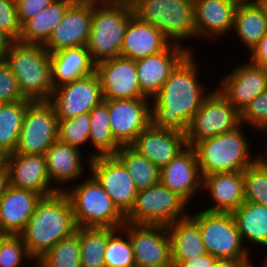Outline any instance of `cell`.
I'll use <instances>...</instances> for the list:
<instances>
[{"label":"cell","instance_id":"6da1fadb","mask_svg":"<svg viewBox=\"0 0 267 267\" xmlns=\"http://www.w3.org/2000/svg\"><path fill=\"white\" fill-rule=\"evenodd\" d=\"M195 53L190 52L172 71L160 91L150 98V125L186 133L188 124L211 91L199 83ZM152 101V102H151Z\"/></svg>","mask_w":267,"mask_h":267},{"label":"cell","instance_id":"7a4b0ae2","mask_svg":"<svg viewBox=\"0 0 267 267\" xmlns=\"http://www.w3.org/2000/svg\"><path fill=\"white\" fill-rule=\"evenodd\" d=\"M76 229L70 200L64 191H58L39 200L19 236L33 261H38Z\"/></svg>","mask_w":267,"mask_h":267},{"label":"cell","instance_id":"3957f363","mask_svg":"<svg viewBox=\"0 0 267 267\" xmlns=\"http://www.w3.org/2000/svg\"><path fill=\"white\" fill-rule=\"evenodd\" d=\"M4 60L17 79L25 99L32 102L50 100L54 90L50 53L43 45L14 41Z\"/></svg>","mask_w":267,"mask_h":267},{"label":"cell","instance_id":"277c9868","mask_svg":"<svg viewBox=\"0 0 267 267\" xmlns=\"http://www.w3.org/2000/svg\"><path fill=\"white\" fill-rule=\"evenodd\" d=\"M242 127L245 128L241 124L238 128L217 135L194 148L202 177L215 173L243 172L262 156L258 152L255 158L250 157L251 141L246 138L248 135L245 136Z\"/></svg>","mask_w":267,"mask_h":267},{"label":"cell","instance_id":"5b68a950","mask_svg":"<svg viewBox=\"0 0 267 267\" xmlns=\"http://www.w3.org/2000/svg\"><path fill=\"white\" fill-rule=\"evenodd\" d=\"M74 184L64 192L70 200L77 227L120 229L125 224V216L92 175Z\"/></svg>","mask_w":267,"mask_h":267},{"label":"cell","instance_id":"8992f818","mask_svg":"<svg viewBox=\"0 0 267 267\" xmlns=\"http://www.w3.org/2000/svg\"><path fill=\"white\" fill-rule=\"evenodd\" d=\"M134 15L159 29L171 43L196 38L194 0H137Z\"/></svg>","mask_w":267,"mask_h":267},{"label":"cell","instance_id":"52a82bcc","mask_svg":"<svg viewBox=\"0 0 267 267\" xmlns=\"http://www.w3.org/2000/svg\"><path fill=\"white\" fill-rule=\"evenodd\" d=\"M133 8L125 5H103L93 1L88 52L95 63L120 56L123 38Z\"/></svg>","mask_w":267,"mask_h":267},{"label":"cell","instance_id":"ba28073f","mask_svg":"<svg viewBox=\"0 0 267 267\" xmlns=\"http://www.w3.org/2000/svg\"><path fill=\"white\" fill-rule=\"evenodd\" d=\"M189 216L198 224L208 254L215 258L250 259L249 248L243 244L232 213L201 209Z\"/></svg>","mask_w":267,"mask_h":267},{"label":"cell","instance_id":"9c48e42d","mask_svg":"<svg viewBox=\"0 0 267 267\" xmlns=\"http://www.w3.org/2000/svg\"><path fill=\"white\" fill-rule=\"evenodd\" d=\"M187 206L190 204L159 182L138 191L133 207L125 216V221L132 224L167 227L189 216V213L185 212Z\"/></svg>","mask_w":267,"mask_h":267},{"label":"cell","instance_id":"30bf717a","mask_svg":"<svg viewBox=\"0 0 267 267\" xmlns=\"http://www.w3.org/2000/svg\"><path fill=\"white\" fill-rule=\"evenodd\" d=\"M241 124V113L214 88L188 124L186 143L194 149L198 144L234 130Z\"/></svg>","mask_w":267,"mask_h":267},{"label":"cell","instance_id":"8fae6325","mask_svg":"<svg viewBox=\"0 0 267 267\" xmlns=\"http://www.w3.org/2000/svg\"><path fill=\"white\" fill-rule=\"evenodd\" d=\"M58 118L49 101L31 102L14 153L45 155L58 140Z\"/></svg>","mask_w":267,"mask_h":267},{"label":"cell","instance_id":"7c38bea8","mask_svg":"<svg viewBox=\"0 0 267 267\" xmlns=\"http://www.w3.org/2000/svg\"><path fill=\"white\" fill-rule=\"evenodd\" d=\"M121 229L132 243L136 267H173L167 227L125 222Z\"/></svg>","mask_w":267,"mask_h":267},{"label":"cell","instance_id":"4fadbf2b","mask_svg":"<svg viewBox=\"0 0 267 267\" xmlns=\"http://www.w3.org/2000/svg\"><path fill=\"white\" fill-rule=\"evenodd\" d=\"M88 167L117 209L126 216L134 205L138 190L124 164L115 155H109L90 159Z\"/></svg>","mask_w":267,"mask_h":267},{"label":"cell","instance_id":"5bb4252c","mask_svg":"<svg viewBox=\"0 0 267 267\" xmlns=\"http://www.w3.org/2000/svg\"><path fill=\"white\" fill-rule=\"evenodd\" d=\"M96 72L54 88L49 102L58 119H68L90 112L103 101Z\"/></svg>","mask_w":267,"mask_h":267},{"label":"cell","instance_id":"9a60e30c","mask_svg":"<svg viewBox=\"0 0 267 267\" xmlns=\"http://www.w3.org/2000/svg\"><path fill=\"white\" fill-rule=\"evenodd\" d=\"M108 105L110 130L121 145H131L150 125V99H104Z\"/></svg>","mask_w":267,"mask_h":267},{"label":"cell","instance_id":"2e32d148","mask_svg":"<svg viewBox=\"0 0 267 267\" xmlns=\"http://www.w3.org/2000/svg\"><path fill=\"white\" fill-rule=\"evenodd\" d=\"M103 99L148 98L139 85L136 60L118 56L96 63Z\"/></svg>","mask_w":267,"mask_h":267},{"label":"cell","instance_id":"e0dca14e","mask_svg":"<svg viewBox=\"0 0 267 267\" xmlns=\"http://www.w3.org/2000/svg\"><path fill=\"white\" fill-rule=\"evenodd\" d=\"M92 14V0L73 3L43 46L50 54L67 48L87 46Z\"/></svg>","mask_w":267,"mask_h":267},{"label":"cell","instance_id":"ac0fdd59","mask_svg":"<svg viewBox=\"0 0 267 267\" xmlns=\"http://www.w3.org/2000/svg\"><path fill=\"white\" fill-rule=\"evenodd\" d=\"M217 85L220 93L241 113L267 88V70L250 61L239 63Z\"/></svg>","mask_w":267,"mask_h":267},{"label":"cell","instance_id":"d6986e66","mask_svg":"<svg viewBox=\"0 0 267 267\" xmlns=\"http://www.w3.org/2000/svg\"><path fill=\"white\" fill-rule=\"evenodd\" d=\"M188 46L171 43L165 50L136 60L141 91L150 99L163 87L176 66L190 53Z\"/></svg>","mask_w":267,"mask_h":267},{"label":"cell","instance_id":"ffe728a7","mask_svg":"<svg viewBox=\"0 0 267 267\" xmlns=\"http://www.w3.org/2000/svg\"><path fill=\"white\" fill-rule=\"evenodd\" d=\"M159 182L189 204L200 190L203 191V177L195 150L187 145L175 158L162 167Z\"/></svg>","mask_w":267,"mask_h":267},{"label":"cell","instance_id":"44dd1931","mask_svg":"<svg viewBox=\"0 0 267 267\" xmlns=\"http://www.w3.org/2000/svg\"><path fill=\"white\" fill-rule=\"evenodd\" d=\"M10 185L42 197L58 192L51 184L45 155L13 153L6 156Z\"/></svg>","mask_w":267,"mask_h":267},{"label":"cell","instance_id":"7402d4cb","mask_svg":"<svg viewBox=\"0 0 267 267\" xmlns=\"http://www.w3.org/2000/svg\"><path fill=\"white\" fill-rule=\"evenodd\" d=\"M240 0H194L196 39L214 41L232 33ZM200 37V38H197ZM218 38V39H217Z\"/></svg>","mask_w":267,"mask_h":267},{"label":"cell","instance_id":"603a6c76","mask_svg":"<svg viewBox=\"0 0 267 267\" xmlns=\"http://www.w3.org/2000/svg\"><path fill=\"white\" fill-rule=\"evenodd\" d=\"M131 146L161 169L175 158L187 143L182 132L149 125Z\"/></svg>","mask_w":267,"mask_h":267},{"label":"cell","instance_id":"cb8c5ba5","mask_svg":"<svg viewBox=\"0 0 267 267\" xmlns=\"http://www.w3.org/2000/svg\"><path fill=\"white\" fill-rule=\"evenodd\" d=\"M42 196L12 185L0 199V233L19 235L33 215Z\"/></svg>","mask_w":267,"mask_h":267},{"label":"cell","instance_id":"d4e9b609","mask_svg":"<svg viewBox=\"0 0 267 267\" xmlns=\"http://www.w3.org/2000/svg\"><path fill=\"white\" fill-rule=\"evenodd\" d=\"M202 190H206L213 204L208 212L233 213L245 202L243 172L215 173L203 176Z\"/></svg>","mask_w":267,"mask_h":267},{"label":"cell","instance_id":"484cf974","mask_svg":"<svg viewBox=\"0 0 267 267\" xmlns=\"http://www.w3.org/2000/svg\"><path fill=\"white\" fill-rule=\"evenodd\" d=\"M170 44L159 29L133 15L125 31L120 56L139 60L165 50Z\"/></svg>","mask_w":267,"mask_h":267},{"label":"cell","instance_id":"4316f807","mask_svg":"<svg viewBox=\"0 0 267 267\" xmlns=\"http://www.w3.org/2000/svg\"><path fill=\"white\" fill-rule=\"evenodd\" d=\"M81 151L79 148L62 143L59 140L46 151L48 176L51 184L55 183V188L58 191H64L69 183L72 181L78 182L79 178L81 179V176L84 175L85 167L83 166H86V164L83 162ZM57 183L58 185H56Z\"/></svg>","mask_w":267,"mask_h":267},{"label":"cell","instance_id":"83f0119b","mask_svg":"<svg viewBox=\"0 0 267 267\" xmlns=\"http://www.w3.org/2000/svg\"><path fill=\"white\" fill-rule=\"evenodd\" d=\"M51 80L54 88L95 72L87 46L63 49L50 54Z\"/></svg>","mask_w":267,"mask_h":267},{"label":"cell","instance_id":"f1b7e54d","mask_svg":"<svg viewBox=\"0 0 267 267\" xmlns=\"http://www.w3.org/2000/svg\"><path fill=\"white\" fill-rule=\"evenodd\" d=\"M167 230L171 241L173 267L184 260L208 254L199 226L190 216L168 225Z\"/></svg>","mask_w":267,"mask_h":267},{"label":"cell","instance_id":"f546056e","mask_svg":"<svg viewBox=\"0 0 267 267\" xmlns=\"http://www.w3.org/2000/svg\"><path fill=\"white\" fill-rule=\"evenodd\" d=\"M72 4L73 2L68 0H54L21 26L18 41L26 44L44 45Z\"/></svg>","mask_w":267,"mask_h":267},{"label":"cell","instance_id":"4dcf8cb0","mask_svg":"<svg viewBox=\"0 0 267 267\" xmlns=\"http://www.w3.org/2000/svg\"><path fill=\"white\" fill-rule=\"evenodd\" d=\"M248 53L267 33V19L254 0H240L235 11L233 30Z\"/></svg>","mask_w":267,"mask_h":267},{"label":"cell","instance_id":"1f68e13d","mask_svg":"<svg viewBox=\"0 0 267 267\" xmlns=\"http://www.w3.org/2000/svg\"><path fill=\"white\" fill-rule=\"evenodd\" d=\"M241 239L245 245H261L267 248V207L245 201L233 213ZM245 241V243H244Z\"/></svg>","mask_w":267,"mask_h":267},{"label":"cell","instance_id":"d6a6232c","mask_svg":"<svg viewBox=\"0 0 267 267\" xmlns=\"http://www.w3.org/2000/svg\"><path fill=\"white\" fill-rule=\"evenodd\" d=\"M91 141V142H90ZM89 143L96 150L88 156V165L90 159L99 156L115 155L121 145L114 139L110 130V119L108 105L102 101L90 111V134Z\"/></svg>","mask_w":267,"mask_h":267},{"label":"cell","instance_id":"836d02e7","mask_svg":"<svg viewBox=\"0 0 267 267\" xmlns=\"http://www.w3.org/2000/svg\"><path fill=\"white\" fill-rule=\"evenodd\" d=\"M31 100L0 104V151L4 155L15 152L24 116Z\"/></svg>","mask_w":267,"mask_h":267},{"label":"cell","instance_id":"e575fe53","mask_svg":"<svg viewBox=\"0 0 267 267\" xmlns=\"http://www.w3.org/2000/svg\"><path fill=\"white\" fill-rule=\"evenodd\" d=\"M115 156L124 164L138 191L159 183L160 169L131 145L121 146Z\"/></svg>","mask_w":267,"mask_h":267},{"label":"cell","instance_id":"d590c367","mask_svg":"<svg viewBox=\"0 0 267 267\" xmlns=\"http://www.w3.org/2000/svg\"><path fill=\"white\" fill-rule=\"evenodd\" d=\"M113 228L80 227L81 267H106L104 252Z\"/></svg>","mask_w":267,"mask_h":267},{"label":"cell","instance_id":"8d00e7d4","mask_svg":"<svg viewBox=\"0 0 267 267\" xmlns=\"http://www.w3.org/2000/svg\"><path fill=\"white\" fill-rule=\"evenodd\" d=\"M38 262L42 267H81L80 227L56 243Z\"/></svg>","mask_w":267,"mask_h":267},{"label":"cell","instance_id":"74e56055","mask_svg":"<svg viewBox=\"0 0 267 267\" xmlns=\"http://www.w3.org/2000/svg\"><path fill=\"white\" fill-rule=\"evenodd\" d=\"M263 155L243 171L245 201L267 207V157Z\"/></svg>","mask_w":267,"mask_h":267},{"label":"cell","instance_id":"f35d334b","mask_svg":"<svg viewBox=\"0 0 267 267\" xmlns=\"http://www.w3.org/2000/svg\"><path fill=\"white\" fill-rule=\"evenodd\" d=\"M104 259L106 267H136L132 243L121 228L108 238Z\"/></svg>","mask_w":267,"mask_h":267},{"label":"cell","instance_id":"ab89813d","mask_svg":"<svg viewBox=\"0 0 267 267\" xmlns=\"http://www.w3.org/2000/svg\"><path fill=\"white\" fill-rule=\"evenodd\" d=\"M58 140L62 143L81 149L89 143L90 112L73 118L58 119Z\"/></svg>","mask_w":267,"mask_h":267},{"label":"cell","instance_id":"60d3db41","mask_svg":"<svg viewBox=\"0 0 267 267\" xmlns=\"http://www.w3.org/2000/svg\"><path fill=\"white\" fill-rule=\"evenodd\" d=\"M26 260L34 262L19 235H4L0 239V267H23Z\"/></svg>","mask_w":267,"mask_h":267},{"label":"cell","instance_id":"b9f144b4","mask_svg":"<svg viewBox=\"0 0 267 267\" xmlns=\"http://www.w3.org/2000/svg\"><path fill=\"white\" fill-rule=\"evenodd\" d=\"M241 123L267 136V88L258 94L241 112Z\"/></svg>","mask_w":267,"mask_h":267},{"label":"cell","instance_id":"7bdbcfd3","mask_svg":"<svg viewBox=\"0 0 267 267\" xmlns=\"http://www.w3.org/2000/svg\"><path fill=\"white\" fill-rule=\"evenodd\" d=\"M0 31L13 42L18 41L21 25L18 20L15 0H0Z\"/></svg>","mask_w":267,"mask_h":267},{"label":"cell","instance_id":"ee69618b","mask_svg":"<svg viewBox=\"0 0 267 267\" xmlns=\"http://www.w3.org/2000/svg\"><path fill=\"white\" fill-rule=\"evenodd\" d=\"M27 100L18 86L17 79L5 60L0 61V104Z\"/></svg>","mask_w":267,"mask_h":267},{"label":"cell","instance_id":"f6af8a7d","mask_svg":"<svg viewBox=\"0 0 267 267\" xmlns=\"http://www.w3.org/2000/svg\"><path fill=\"white\" fill-rule=\"evenodd\" d=\"M54 0H15L18 20L22 26L38 12L50 5Z\"/></svg>","mask_w":267,"mask_h":267},{"label":"cell","instance_id":"bcb514c9","mask_svg":"<svg viewBox=\"0 0 267 267\" xmlns=\"http://www.w3.org/2000/svg\"><path fill=\"white\" fill-rule=\"evenodd\" d=\"M248 54L251 63L267 70V33Z\"/></svg>","mask_w":267,"mask_h":267},{"label":"cell","instance_id":"7dc6e473","mask_svg":"<svg viewBox=\"0 0 267 267\" xmlns=\"http://www.w3.org/2000/svg\"><path fill=\"white\" fill-rule=\"evenodd\" d=\"M215 259L212 255L205 254L184 260L177 267H213Z\"/></svg>","mask_w":267,"mask_h":267},{"label":"cell","instance_id":"c3c4849f","mask_svg":"<svg viewBox=\"0 0 267 267\" xmlns=\"http://www.w3.org/2000/svg\"><path fill=\"white\" fill-rule=\"evenodd\" d=\"M253 259L216 258L213 267H252Z\"/></svg>","mask_w":267,"mask_h":267},{"label":"cell","instance_id":"681fc988","mask_svg":"<svg viewBox=\"0 0 267 267\" xmlns=\"http://www.w3.org/2000/svg\"><path fill=\"white\" fill-rule=\"evenodd\" d=\"M10 185L9 170L5 165L0 169V199L6 193L7 188Z\"/></svg>","mask_w":267,"mask_h":267},{"label":"cell","instance_id":"f907efd6","mask_svg":"<svg viewBox=\"0 0 267 267\" xmlns=\"http://www.w3.org/2000/svg\"><path fill=\"white\" fill-rule=\"evenodd\" d=\"M12 42L13 41L6 34L0 31V61L5 59Z\"/></svg>","mask_w":267,"mask_h":267},{"label":"cell","instance_id":"816d5d0a","mask_svg":"<svg viewBox=\"0 0 267 267\" xmlns=\"http://www.w3.org/2000/svg\"><path fill=\"white\" fill-rule=\"evenodd\" d=\"M92 1L103 5H125L133 7L137 0H92Z\"/></svg>","mask_w":267,"mask_h":267},{"label":"cell","instance_id":"f5cc1de1","mask_svg":"<svg viewBox=\"0 0 267 267\" xmlns=\"http://www.w3.org/2000/svg\"><path fill=\"white\" fill-rule=\"evenodd\" d=\"M254 1L259 5L261 10L263 11L265 18L267 19V0H254Z\"/></svg>","mask_w":267,"mask_h":267},{"label":"cell","instance_id":"db71d44e","mask_svg":"<svg viewBox=\"0 0 267 267\" xmlns=\"http://www.w3.org/2000/svg\"><path fill=\"white\" fill-rule=\"evenodd\" d=\"M6 165V155L0 151V169Z\"/></svg>","mask_w":267,"mask_h":267},{"label":"cell","instance_id":"11a10c76","mask_svg":"<svg viewBox=\"0 0 267 267\" xmlns=\"http://www.w3.org/2000/svg\"><path fill=\"white\" fill-rule=\"evenodd\" d=\"M33 263L35 264H33V266L30 265L29 267H42L38 261H34Z\"/></svg>","mask_w":267,"mask_h":267},{"label":"cell","instance_id":"9f6ffc18","mask_svg":"<svg viewBox=\"0 0 267 267\" xmlns=\"http://www.w3.org/2000/svg\"><path fill=\"white\" fill-rule=\"evenodd\" d=\"M68 1H71L73 3H78V2H81V1H84V0H68Z\"/></svg>","mask_w":267,"mask_h":267},{"label":"cell","instance_id":"6f0895ef","mask_svg":"<svg viewBox=\"0 0 267 267\" xmlns=\"http://www.w3.org/2000/svg\"><path fill=\"white\" fill-rule=\"evenodd\" d=\"M266 139H267V138H266ZM266 144H267V143H266ZM265 146H266V147H265V150H264V151H266V152H265L264 155L267 157V145H265Z\"/></svg>","mask_w":267,"mask_h":267},{"label":"cell","instance_id":"680465c9","mask_svg":"<svg viewBox=\"0 0 267 267\" xmlns=\"http://www.w3.org/2000/svg\"><path fill=\"white\" fill-rule=\"evenodd\" d=\"M266 262H265V265H263V266H261V267H267V259L265 260ZM252 267H254V265L252 266ZM256 267V266H255Z\"/></svg>","mask_w":267,"mask_h":267}]
</instances>
